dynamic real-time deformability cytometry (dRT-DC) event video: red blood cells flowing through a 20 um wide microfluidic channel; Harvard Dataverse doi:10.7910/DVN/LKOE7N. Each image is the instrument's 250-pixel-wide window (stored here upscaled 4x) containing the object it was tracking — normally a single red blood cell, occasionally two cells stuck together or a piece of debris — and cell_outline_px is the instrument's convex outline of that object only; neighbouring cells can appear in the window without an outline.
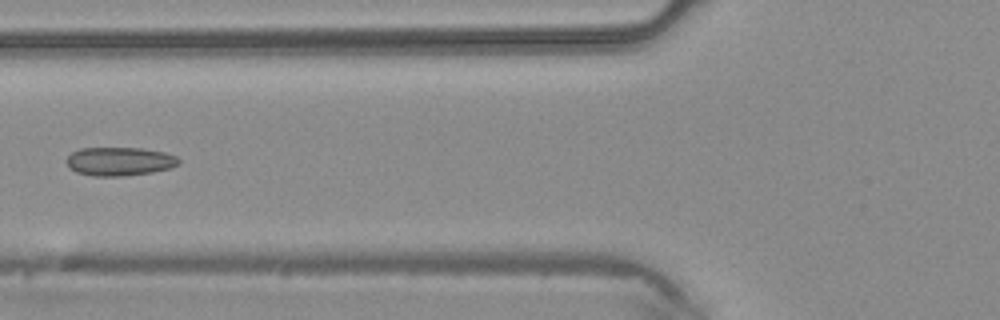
{"species": "common noctule bat (a hibernating species)", "species_latin": "Nyctalus noctula", "temperature_condition": "warm", "stored_images_in_passage": 4, "camera_frame_rate_fps": 3000, "um_per_image_px": 0.085, "animal": {"sex": "male", "body_mass_g": 20.4}, "frame": {"image": 1, "passage_image": 4, "time_ms": 1.0, "image_size_px": [1000, 320], "cell_outline_px": [[180, 164], [172, 168], [152, 172], [120, 176], [96, 176], [76, 172], [68, 168], [64, 160], [72, 152], [80, 148], [144, 148], [164, 152], [176, 156], [180, 160]], "centroid_in_image_um": [10.15, 13.71], "position_along_channel_um": 115.6, "area_um2": 18.9}}